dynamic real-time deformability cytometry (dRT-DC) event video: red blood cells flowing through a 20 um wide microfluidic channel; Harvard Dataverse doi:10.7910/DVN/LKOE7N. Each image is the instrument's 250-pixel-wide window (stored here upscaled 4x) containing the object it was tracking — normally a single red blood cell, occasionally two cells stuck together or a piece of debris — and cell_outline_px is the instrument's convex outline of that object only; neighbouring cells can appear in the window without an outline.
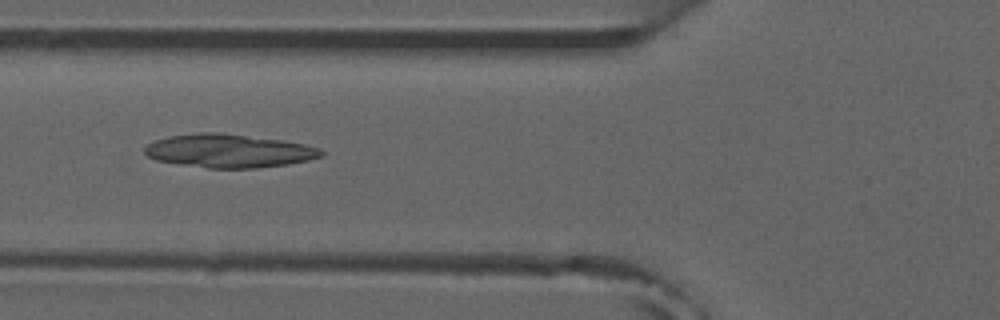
{"species": "common noctule bat (a hibernating species)", "species_latin": "Nyctalus noctula", "temperature_condition": "room temperature", "stored_images_in_passage": 8, "camera_frame_rate_fps": 3000, "um_per_image_px": 0.085, "animal": {"sex": "male", "forearm_length_mm": 52.5}, "frame": {"image": 1, "passage_image": 6, "time_ms": 5.667, "image_size_px": [1000, 320], "cell_outline_px": [[324, 156], [308, 160], [288, 164], [256, 168], [208, 168], [180, 164], [156, 160], [148, 156], [144, 152], [144, 148], [148, 144], [156, 140], [168, 136], [196, 132], [216, 132], [280, 140], [304, 144], [320, 148], [324, 152]], "centroid_in_image_um": [19.45, 12.82], "position_along_channel_um": 106.3, "area_um2": 34.28}}
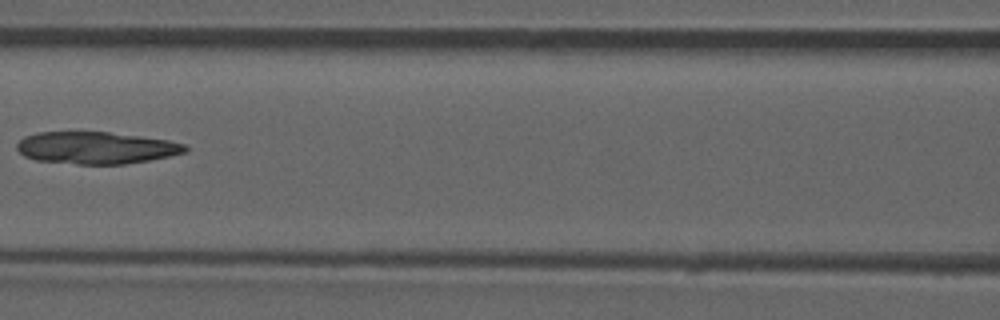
{"frame": {"image": 2, "passage_image": 7, "time_ms": 7.0, "image_size_px": [1000, 320], "cell_outline_px": [[188, 152], [148, 160], [124, 164], [76, 164], [36, 160], [24, 156], [16, 148], [16, 144], [24, 136], [36, 132], [108, 132], [140, 136], [168, 140], [184, 144], [188, 148]], "centroid_in_image_um": [8.14, 12.56], "position_along_channel_um": 158.5, "area_um2": 31.44}}